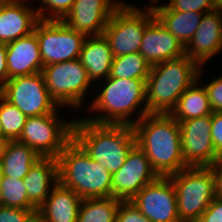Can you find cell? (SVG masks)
Here are the masks:
<instances>
[{
	"mask_svg": "<svg viewBox=\"0 0 222 222\" xmlns=\"http://www.w3.org/2000/svg\"><path fill=\"white\" fill-rule=\"evenodd\" d=\"M133 128L136 144L158 176L169 177L188 167L182 157L179 122L170 114L148 113Z\"/></svg>",
	"mask_w": 222,
	"mask_h": 222,
	"instance_id": "1",
	"label": "cell"
},
{
	"mask_svg": "<svg viewBox=\"0 0 222 222\" xmlns=\"http://www.w3.org/2000/svg\"><path fill=\"white\" fill-rule=\"evenodd\" d=\"M146 80L107 77L100 92L89 104V115L83 119L99 124H126L133 126L148 114L146 106ZM104 83V84H103ZM137 112V118L135 116ZM132 117V118H131ZM135 118V119H134Z\"/></svg>",
	"mask_w": 222,
	"mask_h": 222,
	"instance_id": "2",
	"label": "cell"
},
{
	"mask_svg": "<svg viewBox=\"0 0 222 222\" xmlns=\"http://www.w3.org/2000/svg\"><path fill=\"white\" fill-rule=\"evenodd\" d=\"M73 139L89 157L111 174L126 161L128 152L136 144L134 128L126 124H99L75 118Z\"/></svg>",
	"mask_w": 222,
	"mask_h": 222,
	"instance_id": "3",
	"label": "cell"
},
{
	"mask_svg": "<svg viewBox=\"0 0 222 222\" xmlns=\"http://www.w3.org/2000/svg\"><path fill=\"white\" fill-rule=\"evenodd\" d=\"M58 182L82 199L112 197V174L72 139L57 157Z\"/></svg>",
	"mask_w": 222,
	"mask_h": 222,
	"instance_id": "4",
	"label": "cell"
},
{
	"mask_svg": "<svg viewBox=\"0 0 222 222\" xmlns=\"http://www.w3.org/2000/svg\"><path fill=\"white\" fill-rule=\"evenodd\" d=\"M199 70L186 55L152 65L146 80L147 112L170 114L179 97L198 80Z\"/></svg>",
	"mask_w": 222,
	"mask_h": 222,
	"instance_id": "5",
	"label": "cell"
},
{
	"mask_svg": "<svg viewBox=\"0 0 222 222\" xmlns=\"http://www.w3.org/2000/svg\"><path fill=\"white\" fill-rule=\"evenodd\" d=\"M169 177L176 191L180 221L197 222L216 197L212 169L187 167Z\"/></svg>",
	"mask_w": 222,
	"mask_h": 222,
	"instance_id": "6",
	"label": "cell"
},
{
	"mask_svg": "<svg viewBox=\"0 0 222 222\" xmlns=\"http://www.w3.org/2000/svg\"><path fill=\"white\" fill-rule=\"evenodd\" d=\"M137 7L124 0L113 12L102 35L113 57L139 52L146 26L155 18L150 5Z\"/></svg>",
	"mask_w": 222,
	"mask_h": 222,
	"instance_id": "7",
	"label": "cell"
},
{
	"mask_svg": "<svg viewBox=\"0 0 222 222\" xmlns=\"http://www.w3.org/2000/svg\"><path fill=\"white\" fill-rule=\"evenodd\" d=\"M42 74L51 98L59 107L67 106L79 111L83 106L84 109L86 94L93 84L79 58L46 65Z\"/></svg>",
	"mask_w": 222,
	"mask_h": 222,
	"instance_id": "8",
	"label": "cell"
},
{
	"mask_svg": "<svg viewBox=\"0 0 222 222\" xmlns=\"http://www.w3.org/2000/svg\"><path fill=\"white\" fill-rule=\"evenodd\" d=\"M55 113L27 117L19 142L34 149L41 157L57 158L65 146L73 139L75 119L61 118Z\"/></svg>",
	"mask_w": 222,
	"mask_h": 222,
	"instance_id": "9",
	"label": "cell"
},
{
	"mask_svg": "<svg viewBox=\"0 0 222 222\" xmlns=\"http://www.w3.org/2000/svg\"><path fill=\"white\" fill-rule=\"evenodd\" d=\"M43 67L80 57L86 35L68 27L62 20H39L35 26Z\"/></svg>",
	"mask_w": 222,
	"mask_h": 222,
	"instance_id": "10",
	"label": "cell"
},
{
	"mask_svg": "<svg viewBox=\"0 0 222 222\" xmlns=\"http://www.w3.org/2000/svg\"><path fill=\"white\" fill-rule=\"evenodd\" d=\"M0 95L27 117L63 111L51 98L42 72L9 79L0 89Z\"/></svg>",
	"mask_w": 222,
	"mask_h": 222,
	"instance_id": "11",
	"label": "cell"
},
{
	"mask_svg": "<svg viewBox=\"0 0 222 222\" xmlns=\"http://www.w3.org/2000/svg\"><path fill=\"white\" fill-rule=\"evenodd\" d=\"M212 114L179 121L182 157L188 167H210L219 157L211 138Z\"/></svg>",
	"mask_w": 222,
	"mask_h": 222,
	"instance_id": "12",
	"label": "cell"
},
{
	"mask_svg": "<svg viewBox=\"0 0 222 222\" xmlns=\"http://www.w3.org/2000/svg\"><path fill=\"white\" fill-rule=\"evenodd\" d=\"M151 222H181L170 177L159 176L130 200Z\"/></svg>",
	"mask_w": 222,
	"mask_h": 222,
	"instance_id": "13",
	"label": "cell"
},
{
	"mask_svg": "<svg viewBox=\"0 0 222 222\" xmlns=\"http://www.w3.org/2000/svg\"><path fill=\"white\" fill-rule=\"evenodd\" d=\"M158 177L144 151L135 144L128 152L123 166L112 174V197L130 201L144 186Z\"/></svg>",
	"mask_w": 222,
	"mask_h": 222,
	"instance_id": "14",
	"label": "cell"
},
{
	"mask_svg": "<svg viewBox=\"0 0 222 222\" xmlns=\"http://www.w3.org/2000/svg\"><path fill=\"white\" fill-rule=\"evenodd\" d=\"M123 0H75L62 21L86 36L102 35L113 12Z\"/></svg>",
	"mask_w": 222,
	"mask_h": 222,
	"instance_id": "15",
	"label": "cell"
},
{
	"mask_svg": "<svg viewBox=\"0 0 222 222\" xmlns=\"http://www.w3.org/2000/svg\"><path fill=\"white\" fill-rule=\"evenodd\" d=\"M222 51V12L204 13L192 40L185 47V55L200 67Z\"/></svg>",
	"mask_w": 222,
	"mask_h": 222,
	"instance_id": "16",
	"label": "cell"
},
{
	"mask_svg": "<svg viewBox=\"0 0 222 222\" xmlns=\"http://www.w3.org/2000/svg\"><path fill=\"white\" fill-rule=\"evenodd\" d=\"M139 53L152 66L185 55V47L154 18L145 28Z\"/></svg>",
	"mask_w": 222,
	"mask_h": 222,
	"instance_id": "17",
	"label": "cell"
},
{
	"mask_svg": "<svg viewBox=\"0 0 222 222\" xmlns=\"http://www.w3.org/2000/svg\"><path fill=\"white\" fill-rule=\"evenodd\" d=\"M27 1L0 0V43H9L32 33L40 20Z\"/></svg>",
	"mask_w": 222,
	"mask_h": 222,
	"instance_id": "18",
	"label": "cell"
},
{
	"mask_svg": "<svg viewBox=\"0 0 222 222\" xmlns=\"http://www.w3.org/2000/svg\"><path fill=\"white\" fill-rule=\"evenodd\" d=\"M6 46L8 80L42 72L43 62L34 31L29 35L7 43Z\"/></svg>",
	"mask_w": 222,
	"mask_h": 222,
	"instance_id": "19",
	"label": "cell"
},
{
	"mask_svg": "<svg viewBox=\"0 0 222 222\" xmlns=\"http://www.w3.org/2000/svg\"><path fill=\"white\" fill-rule=\"evenodd\" d=\"M81 202L82 198L76 192L58 182L37 209V220L39 222H77Z\"/></svg>",
	"mask_w": 222,
	"mask_h": 222,
	"instance_id": "20",
	"label": "cell"
},
{
	"mask_svg": "<svg viewBox=\"0 0 222 222\" xmlns=\"http://www.w3.org/2000/svg\"><path fill=\"white\" fill-rule=\"evenodd\" d=\"M29 202L38 209L58 183L57 158L42 157L23 179Z\"/></svg>",
	"mask_w": 222,
	"mask_h": 222,
	"instance_id": "21",
	"label": "cell"
},
{
	"mask_svg": "<svg viewBox=\"0 0 222 222\" xmlns=\"http://www.w3.org/2000/svg\"><path fill=\"white\" fill-rule=\"evenodd\" d=\"M113 58L109 43L103 35L86 37L79 59L93 84L110 75Z\"/></svg>",
	"mask_w": 222,
	"mask_h": 222,
	"instance_id": "22",
	"label": "cell"
},
{
	"mask_svg": "<svg viewBox=\"0 0 222 222\" xmlns=\"http://www.w3.org/2000/svg\"><path fill=\"white\" fill-rule=\"evenodd\" d=\"M150 4L155 18L186 47L200 25L204 13L171 10L166 4Z\"/></svg>",
	"mask_w": 222,
	"mask_h": 222,
	"instance_id": "23",
	"label": "cell"
},
{
	"mask_svg": "<svg viewBox=\"0 0 222 222\" xmlns=\"http://www.w3.org/2000/svg\"><path fill=\"white\" fill-rule=\"evenodd\" d=\"M42 157L18 140L5 141L0 154V176L24 179L30 168Z\"/></svg>",
	"mask_w": 222,
	"mask_h": 222,
	"instance_id": "24",
	"label": "cell"
},
{
	"mask_svg": "<svg viewBox=\"0 0 222 222\" xmlns=\"http://www.w3.org/2000/svg\"><path fill=\"white\" fill-rule=\"evenodd\" d=\"M203 70L200 67L198 80L185 90L179 97L176 107L170 112L177 122L212 114L207 90L203 83H200Z\"/></svg>",
	"mask_w": 222,
	"mask_h": 222,
	"instance_id": "25",
	"label": "cell"
},
{
	"mask_svg": "<svg viewBox=\"0 0 222 222\" xmlns=\"http://www.w3.org/2000/svg\"><path fill=\"white\" fill-rule=\"evenodd\" d=\"M120 202L114 197L82 199L77 222H115Z\"/></svg>",
	"mask_w": 222,
	"mask_h": 222,
	"instance_id": "26",
	"label": "cell"
},
{
	"mask_svg": "<svg viewBox=\"0 0 222 222\" xmlns=\"http://www.w3.org/2000/svg\"><path fill=\"white\" fill-rule=\"evenodd\" d=\"M151 65L139 53L114 57L109 77L124 79H147Z\"/></svg>",
	"mask_w": 222,
	"mask_h": 222,
	"instance_id": "27",
	"label": "cell"
},
{
	"mask_svg": "<svg viewBox=\"0 0 222 222\" xmlns=\"http://www.w3.org/2000/svg\"><path fill=\"white\" fill-rule=\"evenodd\" d=\"M1 206L37 210L28 200L22 179L0 176Z\"/></svg>",
	"mask_w": 222,
	"mask_h": 222,
	"instance_id": "28",
	"label": "cell"
},
{
	"mask_svg": "<svg viewBox=\"0 0 222 222\" xmlns=\"http://www.w3.org/2000/svg\"><path fill=\"white\" fill-rule=\"evenodd\" d=\"M0 119L2 138L5 141L18 140L27 116L16 106L9 103L0 95Z\"/></svg>",
	"mask_w": 222,
	"mask_h": 222,
	"instance_id": "29",
	"label": "cell"
},
{
	"mask_svg": "<svg viewBox=\"0 0 222 222\" xmlns=\"http://www.w3.org/2000/svg\"><path fill=\"white\" fill-rule=\"evenodd\" d=\"M75 0H39L36 7L41 20H62L71 10Z\"/></svg>",
	"mask_w": 222,
	"mask_h": 222,
	"instance_id": "30",
	"label": "cell"
},
{
	"mask_svg": "<svg viewBox=\"0 0 222 222\" xmlns=\"http://www.w3.org/2000/svg\"><path fill=\"white\" fill-rule=\"evenodd\" d=\"M171 10L181 12L208 13L214 11L213 0H168L165 3Z\"/></svg>",
	"mask_w": 222,
	"mask_h": 222,
	"instance_id": "31",
	"label": "cell"
},
{
	"mask_svg": "<svg viewBox=\"0 0 222 222\" xmlns=\"http://www.w3.org/2000/svg\"><path fill=\"white\" fill-rule=\"evenodd\" d=\"M37 210L4 207L0 205V222H35Z\"/></svg>",
	"mask_w": 222,
	"mask_h": 222,
	"instance_id": "32",
	"label": "cell"
},
{
	"mask_svg": "<svg viewBox=\"0 0 222 222\" xmlns=\"http://www.w3.org/2000/svg\"><path fill=\"white\" fill-rule=\"evenodd\" d=\"M115 222H151L131 201H121Z\"/></svg>",
	"mask_w": 222,
	"mask_h": 222,
	"instance_id": "33",
	"label": "cell"
},
{
	"mask_svg": "<svg viewBox=\"0 0 222 222\" xmlns=\"http://www.w3.org/2000/svg\"><path fill=\"white\" fill-rule=\"evenodd\" d=\"M203 85L207 90L212 112H222V72L218 77Z\"/></svg>",
	"mask_w": 222,
	"mask_h": 222,
	"instance_id": "34",
	"label": "cell"
},
{
	"mask_svg": "<svg viewBox=\"0 0 222 222\" xmlns=\"http://www.w3.org/2000/svg\"><path fill=\"white\" fill-rule=\"evenodd\" d=\"M211 138L218 157H222V112H212Z\"/></svg>",
	"mask_w": 222,
	"mask_h": 222,
	"instance_id": "35",
	"label": "cell"
},
{
	"mask_svg": "<svg viewBox=\"0 0 222 222\" xmlns=\"http://www.w3.org/2000/svg\"><path fill=\"white\" fill-rule=\"evenodd\" d=\"M197 222H222V199L215 197Z\"/></svg>",
	"mask_w": 222,
	"mask_h": 222,
	"instance_id": "36",
	"label": "cell"
},
{
	"mask_svg": "<svg viewBox=\"0 0 222 222\" xmlns=\"http://www.w3.org/2000/svg\"><path fill=\"white\" fill-rule=\"evenodd\" d=\"M210 168L214 175L216 197L222 199V157H219Z\"/></svg>",
	"mask_w": 222,
	"mask_h": 222,
	"instance_id": "37",
	"label": "cell"
},
{
	"mask_svg": "<svg viewBox=\"0 0 222 222\" xmlns=\"http://www.w3.org/2000/svg\"><path fill=\"white\" fill-rule=\"evenodd\" d=\"M6 53H7L6 43H0V89L8 81Z\"/></svg>",
	"mask_w": 222,
	"mask_h": 222,
	"instance_id": "38",
	"label": "cell"
},
{
	"mask_svg": "<svg viewBox=\"0 0 222 222\" xmlns=\"http://www.w3.org/2000/svg\"><path fill=\"white\" fill-rule=\"evenodd\" d=\"M214 1V10L222 12V0H213Z\"/></svg>",
	"mask_w": 222,
	"mask_h": 222,
	"instance_id": "39",
	"label": "cell"
},
{
	"mask_svg": "<svg viewBox=\"0 0 222 222\" xmlns=\"http://www.w3.org/2000/svg\"><path fill=\"white\" fill-rule=\"evenodd\" d=\"M4 144H5V140L3 138H0V154L3 150Z\"/></svg>",
	"mask_w": 222,
	"mask_h": 222,
	"instance_id": "40",
	"label": "cell"
},
{
	"mask_svg": "<svg viewBox=\"0 0 222 222\" xmlns=\"http://www.w3.org/2000/svg\"><path fill=\"white\" fill-rule=\"evenodd\" d=\"M0 138H2V127H1V119H0Z\"/></svg>",
	"mask_w": 222,
	"mask_h": 222,
	"instance_id": "41",
	"label": "cell"
},
{
	"mask_svg": "<svg viewBox=\"0 0 222 222\" xmlns=\"http://www.w3.org/2000/svg\"><path fill=\"white\" fill-rule=\"evenodd\" d=\"M149 1V5L154 3V2H159V0H148ZM151 1V2H150Z\"/></svg>",
	"mask_w": 222,
	"mask_h": 222,
	"instance_id": "42",
	"label": "cell"
},
{
	"mask_svg": "<svg viewBox=\"0 0 222 222\" xmlns=\"http://www.w3.org/2000/svg\"><path fill=\"white\" fill-rule=\"evenodd\" d=\"M7 1H14V0H7ZM15 1H27V0H15Z\"/></svg>",
	"mask_w": 222,
	"mask_h": 222,
	"instance_id": "43",
	"label": "cell"
}]
</instances>
